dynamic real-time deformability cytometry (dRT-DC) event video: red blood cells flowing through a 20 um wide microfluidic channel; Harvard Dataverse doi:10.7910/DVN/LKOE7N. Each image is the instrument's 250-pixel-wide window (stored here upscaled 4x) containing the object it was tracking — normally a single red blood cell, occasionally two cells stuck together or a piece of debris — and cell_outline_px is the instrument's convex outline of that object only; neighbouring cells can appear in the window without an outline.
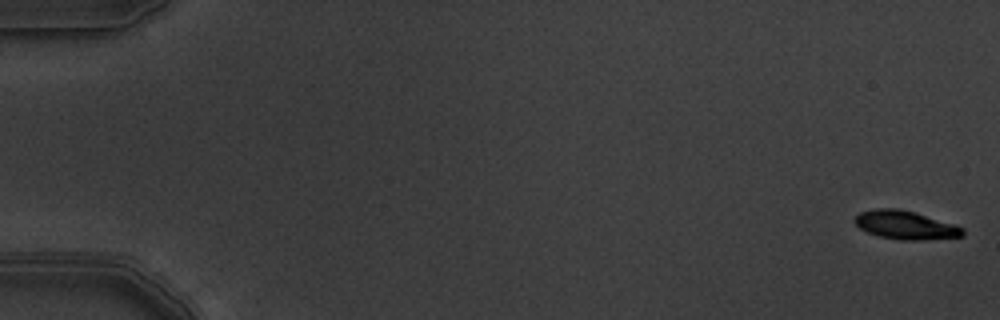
{"species": "common noctule bat (a hibernating species)", "species_latin": "Nyctalus noctula", "temperature_condition": "warm", "stored_images_in_passage": 7, "camera_frame_rate_fps": 3000, "um_per_image_px": 0.085, "animal": {"sex": "male", "body_mass_g": 19.5, "forearm_length_mm": 54.6}, "frame": {"image": 1, "passage_image": 1, "time_ms": 0.0, "image_size_px": [1000, 320], "cell_outline_px": [[964, 236], [920, 240], [900, 240], [880, 236], [868, 232], [860, 228], [852, 220], [860, 212], [876, 208], [900, 208], [916, 212], [956, 224], [964, 228]], "centroid_in_image_um": [76.99, 19.11], "position_along_channel_um": 8.0, "area_um2": 18.09}}
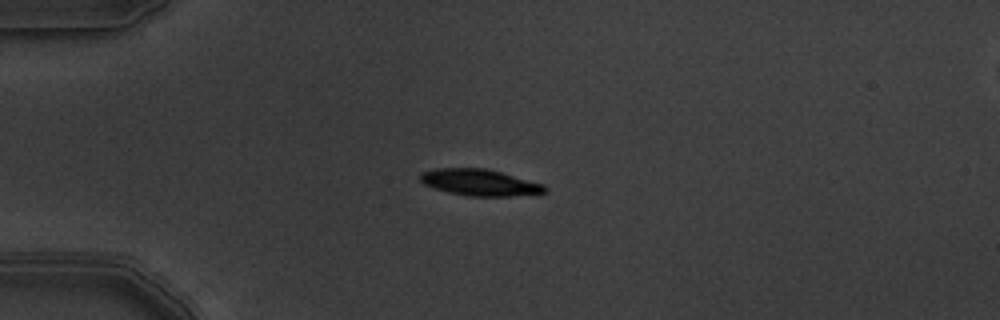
{"frame": {"image": 2, "passage_image": 5, "time_ms": 1.333, "image_size_px": [1000, 320], "cell_outline_px": [[548, 192], [508, 196], [468, 196], [448, 192], [424, 184], [420, 180], [420, 172], [432, 168], [484, 168], [500, 172], [544, 184], [548, 188]], "centroid_in_image_um": [40.76, 15.5], "position_along_channel_um": 44.2, "area_um2": 19.13}}